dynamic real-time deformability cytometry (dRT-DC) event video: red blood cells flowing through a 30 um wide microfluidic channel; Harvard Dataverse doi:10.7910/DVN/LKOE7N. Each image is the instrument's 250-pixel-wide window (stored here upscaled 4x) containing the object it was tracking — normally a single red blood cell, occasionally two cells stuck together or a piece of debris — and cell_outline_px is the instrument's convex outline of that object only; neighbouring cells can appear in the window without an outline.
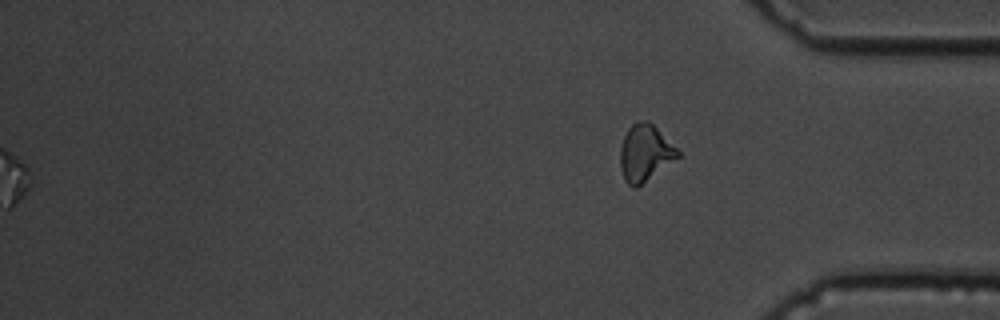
{"species": "common noctule bat (a hibernating species)", "species_latin": "Nyctalus noctula", "temperature_condition": "cold", "stored_images_in_passage": 42, "segment_of_instrument_passage": [2, 2], "camera_frame_rate_fps": 3000, "um_per_image_px": 0.085, "animal": {"sex": "male", "body_mass_g": 19.5, "forearm_length_mm": 54.6}, "frame": {"image": 1, "passage_image": 42, "time_ms": 13.667, "image_size_px": [1000, 320], "cell_outline_px": [[680, 156], [636, 188], [632, 188], [624, 180], [620, 168], [620, 148], [624, 136], [628, 128], [636, 120], [648, 120], [680, 152]], "centroid_in_image_um": [54.79, 13.0], "position_along_channel_um": 380.4, "area_um2": 18.84}}